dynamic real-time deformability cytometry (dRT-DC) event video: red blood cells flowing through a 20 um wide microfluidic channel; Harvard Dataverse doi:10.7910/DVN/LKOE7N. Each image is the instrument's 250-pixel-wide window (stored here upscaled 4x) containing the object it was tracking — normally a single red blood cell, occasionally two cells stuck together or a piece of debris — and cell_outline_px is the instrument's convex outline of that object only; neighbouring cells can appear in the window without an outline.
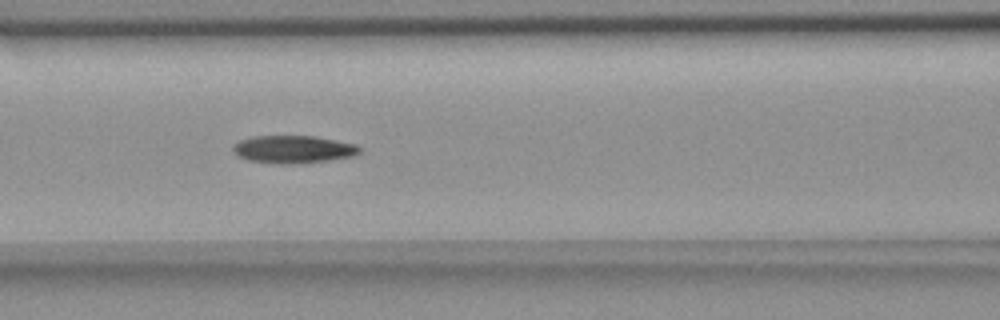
{"species": "common noctule bat (a hibernating species)", "species_latin": "Nyctalus noctula", "temperature_condition": "room temperature", "stored_images_in_passage": 6, "camera_frame_rate_fps": 3000, "um_per_image_px": 0.085, "animal": {"sex": "female", "body_mass_g": 18.4}, "frame": {"image": 1, "passage_image": 6, "time_ms": 6.0, "image_size_px": [1000, 320], "cell_outline_px": [[360, 152], [352, 156], [328, 160], [292, 164], [280, 164], [248, 160], [236, 156], [232, 152], [232, 144], [240, 140], [252, 136], [316, 136], [356, 144], [360, 148]], "centroid_in_image_um": [24.87, 12.69], "position_along_channel_um": 141.7, "area_um2": 20.52}}